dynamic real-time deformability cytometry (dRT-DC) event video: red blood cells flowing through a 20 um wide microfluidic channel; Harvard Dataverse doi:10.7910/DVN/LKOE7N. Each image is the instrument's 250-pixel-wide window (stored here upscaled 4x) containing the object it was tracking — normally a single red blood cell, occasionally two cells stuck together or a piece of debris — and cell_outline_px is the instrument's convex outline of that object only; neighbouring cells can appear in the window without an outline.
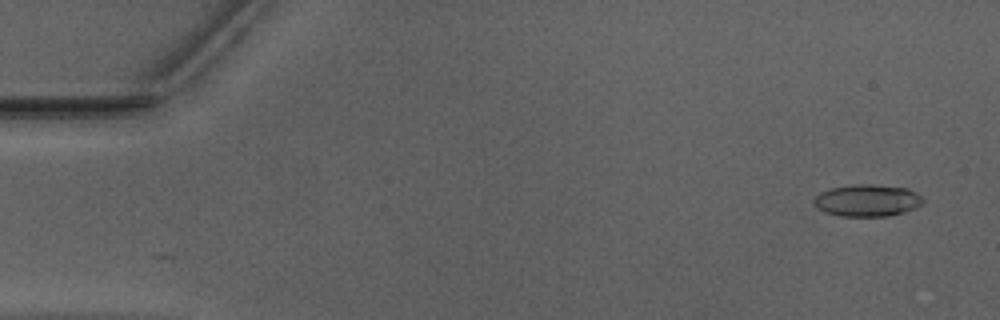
{"species": "Egyptian fruit bat (a non-hibernating species)", "species_latin": "Rousettus aegyptiacus", "temperature_condition": "warm", "stored_images_in_passage": 7, "camera_frame_rate_fps": 3000, "um_per_image_px": 0.085, "animal": {"sex": "male"}, "frame": {"image": 1, "passage_image": 3, "time_ms": 0.667, "image_size_px": [1000, 320], "cell_outline_px": [[924, 200], [916, 208], [904, 212], [888, 216], [840, 216], [824, 212], [816, 208], [812, 200], [820, 192], [828, 188], [852, 184], [868, 184], [908, 188], [916, 192]], "centroid_in_image_um": [73.67, 17.03], "position_along_channel_um": 11.3, "area_um2": 20.52}}